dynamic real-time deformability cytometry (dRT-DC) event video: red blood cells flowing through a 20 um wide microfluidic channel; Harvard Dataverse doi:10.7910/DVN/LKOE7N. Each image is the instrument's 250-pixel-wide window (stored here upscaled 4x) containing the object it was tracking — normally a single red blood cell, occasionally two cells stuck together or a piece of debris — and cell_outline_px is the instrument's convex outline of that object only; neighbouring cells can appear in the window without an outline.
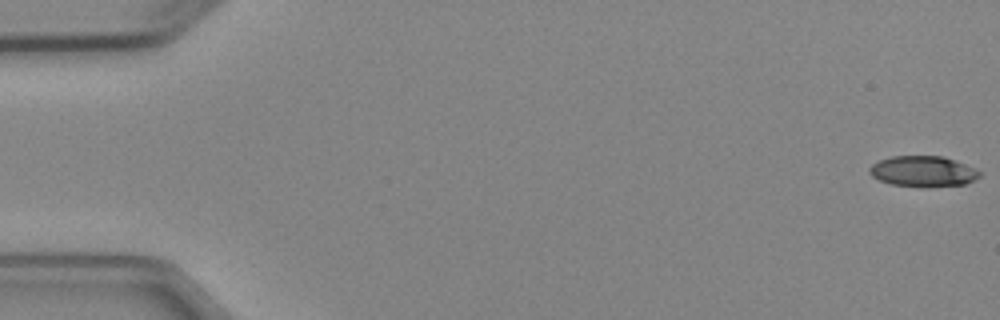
{"species": "Egyptian fruit bat (a non-hibernating species)", "species_latin": "Rousettus aegyptiacus", "temperature_condition": "cold", "stored_images_in_passage": 5, "camera_frame_rate_fps": 3000, "um_per_image_px": 0.085, "animal": {"sex": "female"}, "frame": {"image": 1, "passage_image": 1, "time_ms": 0.0, "image_size_px": [1000, 320], "cell_outline_px": [[980, 176], [964, 184], [892, 184], [880, 180], [872, 176], [868, 172], [868, 168], [872, 164], [880, 160], [892, 156], [944, 156], [964, 164], [980, 172]], "centroid_in_image_um": [78.39, 14.51], "position_along_channel_um": 6.6, "area_um2": 18.61}}
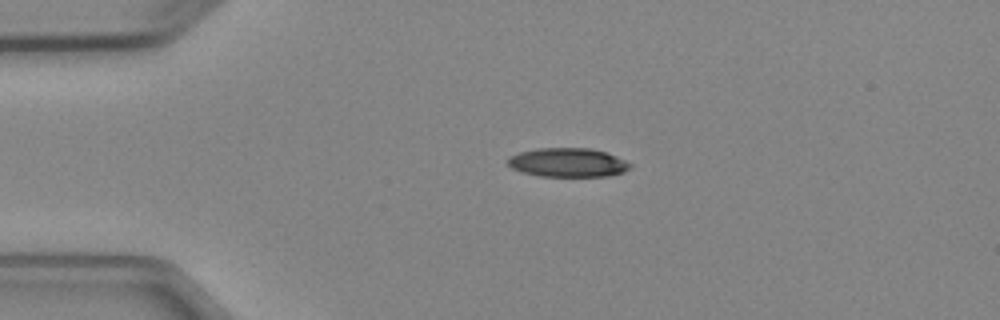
{"frame": {"image": 2, "passage_image": 4, "time_ms": 3.667, "image_size_px": [1000, 320], "cell_outline_px": [[632, 168], [624, 172], [608, 176], [540, 176], [524, 172], [512, 168], [508, 164], [508, 156], [520, 152], [536, 148], [592, 148], [608, 152], [632, 164]], "centroid_in_image_um": [48.3, 13.8], "position_along_channel_um": 36.7, "area_um2": 20.75}}